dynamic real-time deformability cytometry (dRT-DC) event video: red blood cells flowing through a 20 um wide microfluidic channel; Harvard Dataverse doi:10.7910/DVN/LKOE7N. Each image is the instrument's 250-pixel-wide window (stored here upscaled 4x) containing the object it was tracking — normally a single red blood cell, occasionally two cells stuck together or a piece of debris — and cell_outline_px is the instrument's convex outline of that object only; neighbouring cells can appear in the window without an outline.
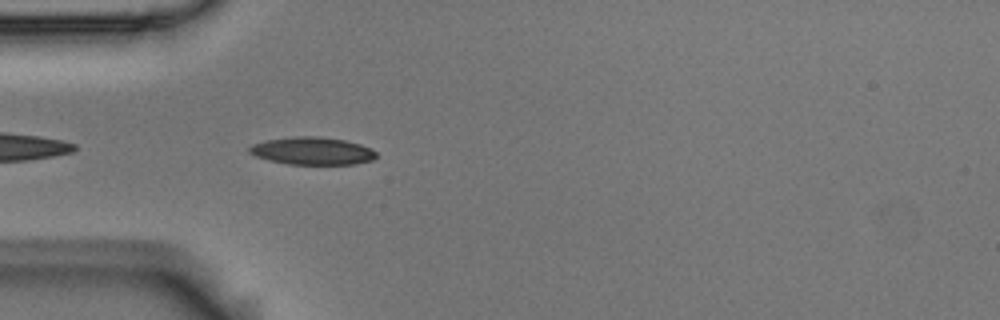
{"species": "Egyptian fruit bat (a non-hibernating species)", "species_latin": "Rousettus aegyptiacus", "temperature_condition": "room temperature", "stored_images_in_passage": 4, "camera_frame_rate_fps": 3000, "um_per_image_px": 0.085, "animal": {"sex": "male"}, "frame": {"image": 1, "passage_image": 4, "time_ms": 1.0, "image_size_px": [1000, 320], "cell_outline_px": [[376, 156], [372, 160], [356, 164], [288, 164], [268, 160], [256, 156], [248, 152], [248, 148], [252, 144], [268, 140], [296, 136], [320, 136], [344, 140], [360, 144], [376, 152]], "centroid_in_image_um": [26.53, 12.83], "position_along_channel_um": 58.5, "area_um2": 20.29}}